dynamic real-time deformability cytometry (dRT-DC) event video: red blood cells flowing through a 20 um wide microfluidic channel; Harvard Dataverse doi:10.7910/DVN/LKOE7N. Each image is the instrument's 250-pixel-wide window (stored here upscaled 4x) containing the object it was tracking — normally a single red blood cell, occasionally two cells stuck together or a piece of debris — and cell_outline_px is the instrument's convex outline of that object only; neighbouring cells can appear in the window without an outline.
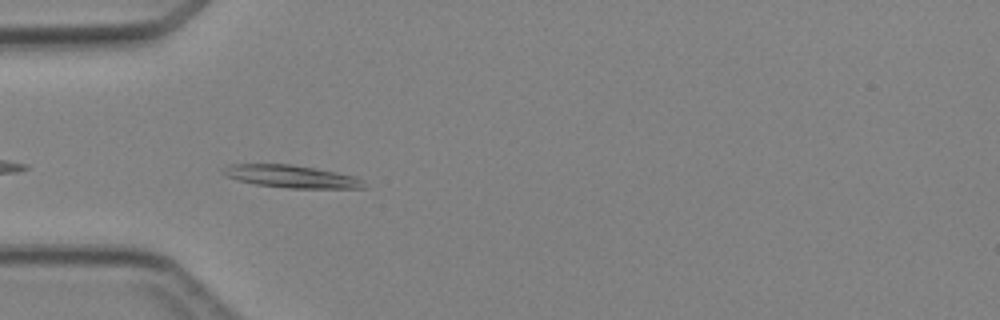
{"species": "Egyptian fruit bat (a non-hibernating species)", "species_latin": "Rousettus aegyptiacus", "temperature_condition": "cold", "stored_images_in_passage": 6, "camera_frame_rate_fps": 3000, "um_per_image_px": 0.085, "animal": {"sex": "female"}, "frame": {"image": 1, "passage_image": 5, "time_ms": 4.667, "image_size_px": [1000, 320], "cell_outline_px": [[364, 188], [288, 188], [256, 184], [236, 180], [224, 176], [224, 172], [228, 164], [292, 164], [336, 172], [356, 176], [364, 180]], "centroid_in_image_um": [24.78, 15.0], "position_along_channel_um": 60.2, "area_um2": 18.44}}
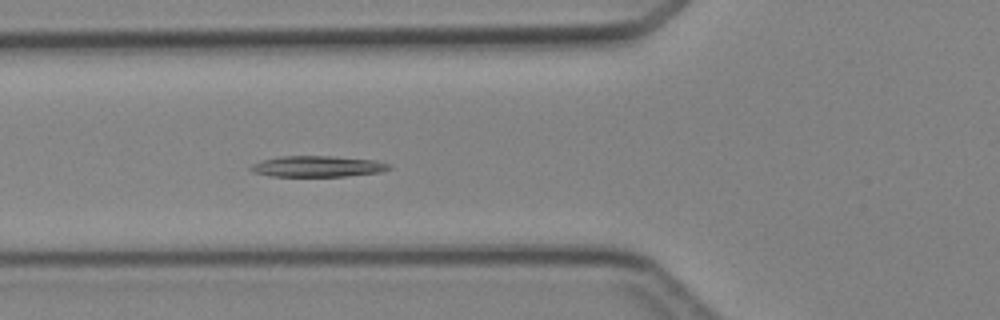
{"frame": {"image": 2, "passage_image": 6, "time_ms": 5.667, "image_size_px": [1000, 320], "cell_outline_px": [[392, 168], [380, 172], [344, 176], [272, 176], [252, 172], [248, 168], [252, 164], [264, 160], [284, 156], [328, 156], [376, 160], [392, 164]], "centroid_in_image_um": [27.02, 14.14], "position_along_channel_um": 98.8, "area_um2": 16.82}}